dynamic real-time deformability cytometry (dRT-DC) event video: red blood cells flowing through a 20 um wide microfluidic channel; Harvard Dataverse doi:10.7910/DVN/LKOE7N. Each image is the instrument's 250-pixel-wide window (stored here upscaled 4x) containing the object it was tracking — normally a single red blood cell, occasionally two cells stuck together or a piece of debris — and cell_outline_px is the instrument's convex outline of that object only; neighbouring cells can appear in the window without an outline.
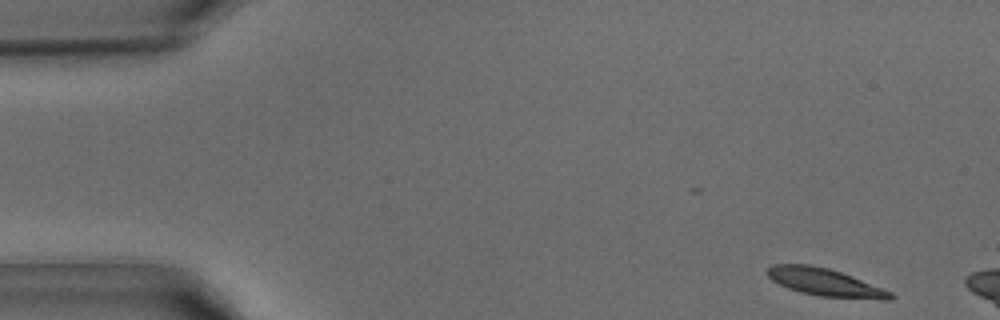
{"species": "common noctule bat (a hibernating species)", "species_latin": "Nyctalus noctula", "temperature_condition": "warm", "stored_images_in_passage": 6, "camera_frame_rate_fps": 3000, "um_per_image_px": 0.085, "animal": {"sex": "male", "body_mass_g": 15.6}, "frame": {"image": 1, "passage_image": 1, "time_ms": 0.0, "image_size_px": [1000, 320], "cell_outline_px": [[896, 296], [892, 300], [884, 300], [820, 296], [800, 292], [788, 288], [772, 280], [764, 272], [772, 264], [808, 264], [828, 268], [840, 272], [892, 292]], "centroid_in_image_um": [70.11, 24.0], "position_along_channel_um": 14.9, "area_um2": 19.71}}